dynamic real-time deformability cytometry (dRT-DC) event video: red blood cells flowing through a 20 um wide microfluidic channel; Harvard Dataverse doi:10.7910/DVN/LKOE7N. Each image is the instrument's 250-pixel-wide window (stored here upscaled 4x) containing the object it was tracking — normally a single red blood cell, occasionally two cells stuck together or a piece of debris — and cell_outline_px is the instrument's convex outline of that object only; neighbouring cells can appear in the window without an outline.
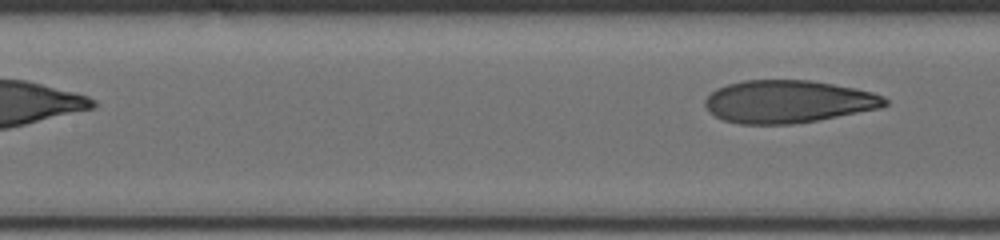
{"species": "human", "species_latin": "Homo sapiens", "temperature_condition": "cold", "stored_images_in_passage": 9, "segment_of_instrument_passage": [2, 2], "camera_frame_rate_fps": 3000, "um_per_image_px": 0.085, "donor": {"sex": "male"}, "frame": {"image": 1, "passage_image": 9, "time_ms": 6.667, "image_size_px": [1000, 240], "cell_outline_px": [[888, 104], [880, 108], [816, 120], [792, 124], [740, 124], [724, 120], [716, 116], [704, 104], [704, 100], [716, 88], [728, 84], [744, 80], [812, 80], [856, 88], [872, 92], [884, 96], [888, 100]], "centroid_in_image_um": [67.0, 8.62], "position_along_channel_um": 140.4, "area_um2": 44.56}}